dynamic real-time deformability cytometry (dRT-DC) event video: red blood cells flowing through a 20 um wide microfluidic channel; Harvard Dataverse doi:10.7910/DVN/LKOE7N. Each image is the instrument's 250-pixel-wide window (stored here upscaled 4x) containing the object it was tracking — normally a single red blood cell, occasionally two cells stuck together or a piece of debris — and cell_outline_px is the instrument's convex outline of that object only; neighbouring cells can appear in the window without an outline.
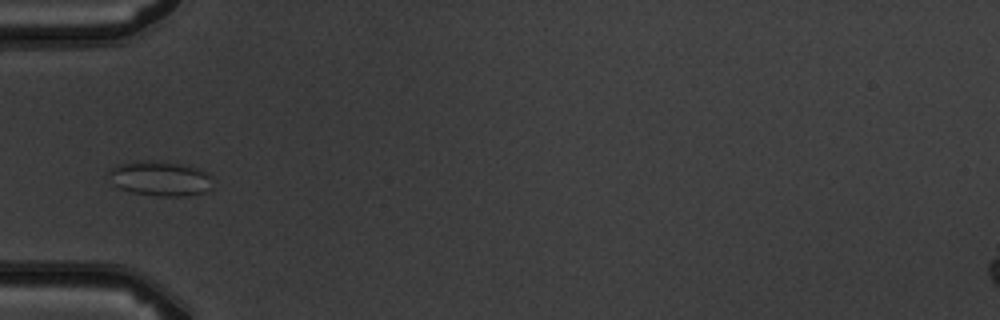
{"species": "common noctule bat (a hibernating species)", "species_latin": "Nyctalus noctula", "temperature_condition": "warm", "stored_images_in_passage": 4, "camera_frame_rate_fps": 3000, "um_per_image_px": 0.085, "animal": {"sex": "male", "body_mass_g": 19.5, "forearm_length_mm": 54.6}, "frame": {"image": 1, "passage_image": 3, "time_ms": 2.333, "image_size_px": [1000, 320], "cell_outline_px": [[212, 188], [204, 192], [184, 196], [156, 196], [132, 192], [120, 188], [112, 184], [108, 172], [112, 168], [120, 164], [184, 164], [200, 168], [208, 172]], "centroid_in_image_um": [13.67, 15.24], "position_along_channel_um": 71.3, "area_um2": 20.11}}
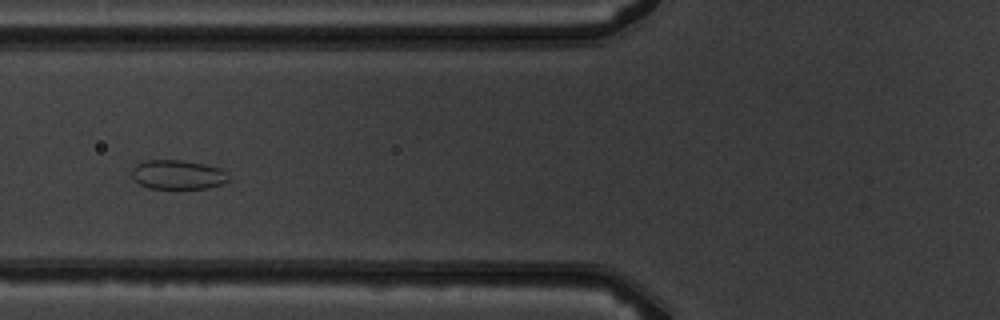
{"frame": {"image": 2, "passage_image": 4, "time_ms": 3.333, "image_size_px": [1000, 320], "cell_outline_px": [[228, 180], [220, 184], [208, 188], [148, 188], [140, 184], [132, 176], [132, 168], [136, 164], [144, 160], [184, 160], [204, 164], [220, 168], [228, 176]], "centroid_in_image_um": [15.08, 14.83], "position_along_channel_um": 110.7, "area_um2": 16.36}}